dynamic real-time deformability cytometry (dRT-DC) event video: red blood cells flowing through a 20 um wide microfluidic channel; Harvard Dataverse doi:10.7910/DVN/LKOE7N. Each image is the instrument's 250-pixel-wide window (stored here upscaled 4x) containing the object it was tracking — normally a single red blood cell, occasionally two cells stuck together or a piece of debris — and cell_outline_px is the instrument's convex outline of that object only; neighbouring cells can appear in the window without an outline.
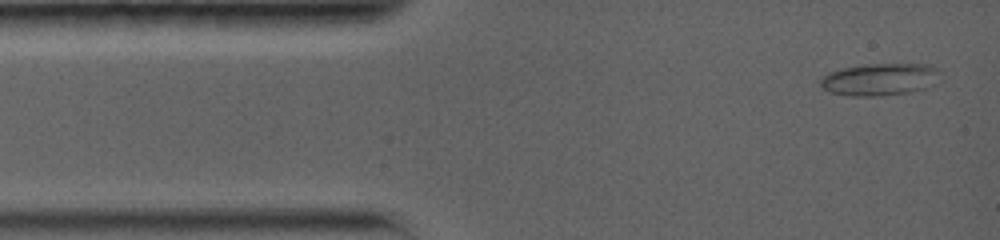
{"species": "common noctule bat (a hibernating species)", "species_latin": "Nyctalus noctula", "temperature_condition": "warm", "stored_images_in_passage": 33, "camera_frame_rate_fps": 5000, "um_per_image_px": 0.085, "animal": {"sex": "female", "body_mass_g": 19.0, "forearm_length_mm": 56.7}, "frame": {"image": 1, "passage_image": 1, "time_ms": 0.0, "image_size_px": [1000, 240], "cell_outline_px": [[940, 72], [932, 84], [924, 88], [904, 92], [864, 96], [832, 92], [824, 88], [820, 84], [820, 80], [828, 72], [844, 68], [864, 64], [932, 64], [940, 68]], "centroid_in_image_um": [74.8, 6.7], "position_along_channel_um": 10.2, "area_um2": 21.79}}
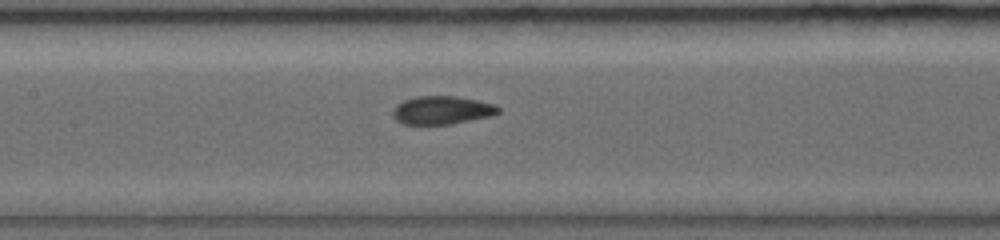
{"frame": {"image": 2, "passage_image": 14, "time_ms": 5.8, "image_size_px": [1000, 240], "cell_outline_px": [[500, 112], [488, 116], [452, 124], [404, 124], [396, 120], [392, 116], [392, 108], [396, 104], [404, 100], [416, 96], [456, 96], [496, 104], [500, 108]], "centroid_in_image_um": [37.53, 9.36], "position_along_channel_um": 169.9, "area_um2": 17.4}}
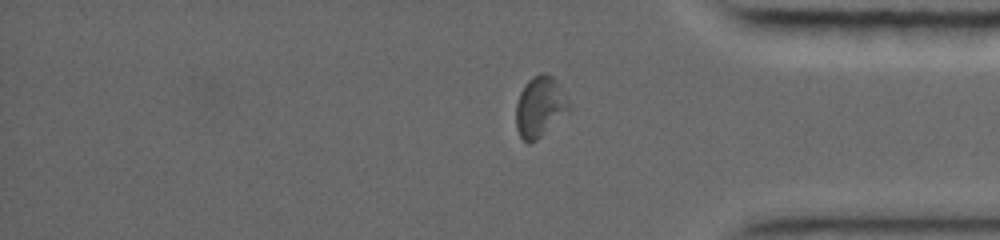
{"frame": {"image": 3, "passage_image": 29, "time_ms": 11.8, "image_size_px": [1000, 240], "cell_outline_px": [[568, 112], [536, 140], [528, 144], [520, 136], [516, 128], [516, 104], [520, 92], [524, 84], [532, 76], [540, 72], [544, 72], [552, 76], [556, 80], [568, 104]], "centroid_in_image_um": [45.84, 9.06], "position_along_channel_um": 389.4, "area_um2": 18.38}, "authors_computed_cell_mechanics": {"area_um2": 17.629, "velocity_mm_per_s": 3.8252, "shape_relaxation_time_tau1_ms": 9.6902, "shape_relaxation_time_tau2_ms": 1.959, "deformation_change_tau1": 0.2351, "deformation_change_tau2": 0.0653}}